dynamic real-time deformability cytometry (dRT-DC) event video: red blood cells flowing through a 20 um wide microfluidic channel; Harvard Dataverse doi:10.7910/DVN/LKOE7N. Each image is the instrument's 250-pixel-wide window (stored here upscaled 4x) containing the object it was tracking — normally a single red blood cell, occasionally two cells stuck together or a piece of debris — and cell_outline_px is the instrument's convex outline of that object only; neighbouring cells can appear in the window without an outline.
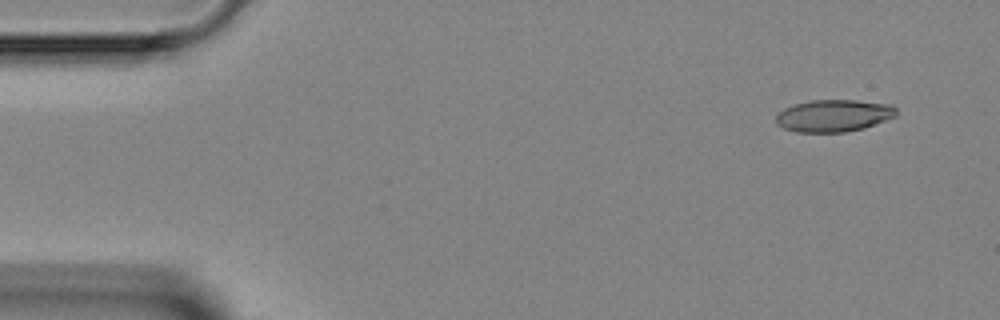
{"species": "Egyptian fruit bat (a non-hibernating species)", "species_latin": "Rousettus aegyptiacus", "temperature_condition": "room temperature", "stored_images_in_passage": 3, "camera_frame_rate_fps": 3000, "um_per_image_px": 0.085, "animal": {"sex": "female"}, "frame": {"image": 1, "passage_image": 1, "time_ms": 0.0, "image_size_px": [1000, 320], "cell_outline_px": [[896, 116], [864, 128], [844, 132], [796, 132], [784, 128], [776, 124], [776, 116], [784, 108], [796, 104], [812, 100], [856, 100], [892, 104], [896, 108]], "centroid_in_image_um": [70.88, 9.83], "position_along_channel_um": 14.1, "area_um2": 22.48}}
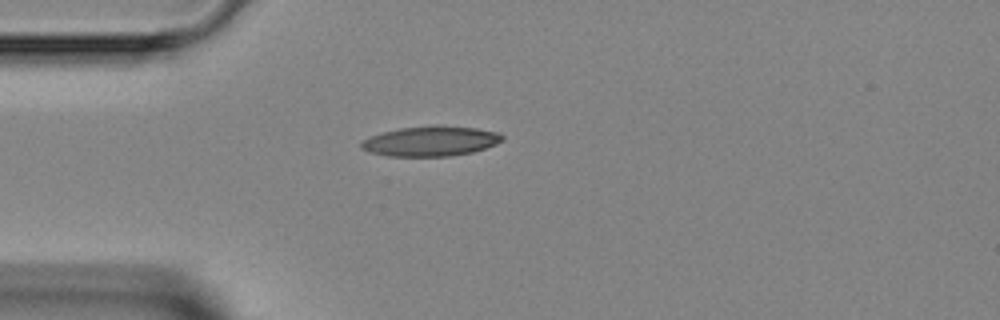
{"frame": {"image": 2, "passage_image": 3, "time_ms": 3.0, "image_size_px": [1000, 320], "cell_outline_px": [[504, 140], [496, 144], [472, 152], [448, 156], [388, 156], [368, 152], [360, 148], [360, 144], [364, 140], [372, 136], [384, 132], [400, 128], [436, 124], [476, 128], [496, 132], [504, 136]], "centroid_in_image_um": [36.61, 11.99], "position_along_channel_um": 48.4, "area_um2": 24.68}}